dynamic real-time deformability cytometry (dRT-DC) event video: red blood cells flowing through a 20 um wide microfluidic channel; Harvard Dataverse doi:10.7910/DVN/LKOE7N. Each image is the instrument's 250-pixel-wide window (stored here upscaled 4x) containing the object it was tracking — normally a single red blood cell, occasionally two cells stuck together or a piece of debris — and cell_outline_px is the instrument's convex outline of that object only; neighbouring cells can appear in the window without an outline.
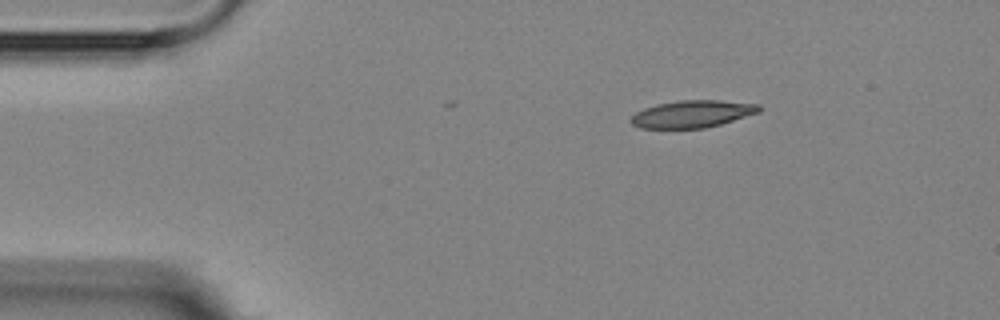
{"species": "Egyptian fruit bat (a non-hibernating species)", "species_latin": "Rousettus aegyptiacus", "temperature_condition": "room temperature", "stored_images_in_passage": 3, "camera_frame_rate_fps": 3000, "um_per_image_px": 0.085, "animal": {"sex": "female"}, "frame": {"image": 1, "passage_image": 1, "time_ms": 0.0, "image_size_px": [1000, 320], "cell_outline_px": [[764, 108], [760, 112], [720, 124], [704, 128], [640, 128], [632, 124], [628, 120], [636, 112], [644, 108], [656, 104], [680, 100], [720, 100], [760, 104]], "centroid_in_image_um": [58.86, 9.68], "position_along_channel_um": 26.1, "area_um2": 20.46}}